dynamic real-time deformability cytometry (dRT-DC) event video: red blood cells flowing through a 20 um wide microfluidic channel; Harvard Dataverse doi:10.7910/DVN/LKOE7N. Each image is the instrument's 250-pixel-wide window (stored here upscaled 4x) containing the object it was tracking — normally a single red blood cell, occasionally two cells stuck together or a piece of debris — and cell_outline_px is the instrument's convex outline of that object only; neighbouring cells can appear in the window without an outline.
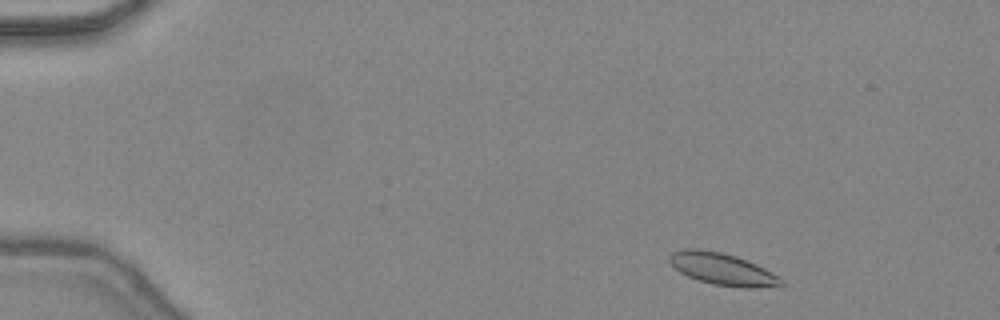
{"species": "common noctule bat (a hibernating species)", "species_latin": "Nyctalus noctula", "temperature_condition": "warm", "stored_images_in_passage": 43, "camera_frame_rate_fps": 3000, "um_per_image_px": 0.085, "animal": {"sex": "female", "body_mass_g": 24.6, "forearm_length_mm": 56.2}, "frame": {"image": 1, "passage_image": 3, "time_ms": 0.667, "image_size_px": [1000, 320], "cell_outline_px": [[784, 284], [756, 288], [744, 288], [712, 284], [688, 276], [680, 272], [668, 260], [668, 256], [672, 252], [688, 248], [700, 248], [720, 252], [736, 256], [756, 264], [780, 276], [784, 280]], "centroid_in_image_um": [61.42, 22.87], "position_along_channel_um": 23.6, "area_um2": 20.75}}
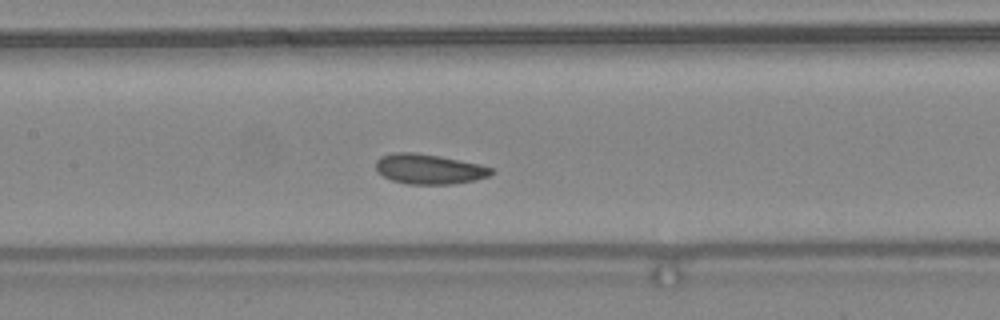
{"frame": {"image": 2, "passage_image": 20, "time_ms": 6.333, "image_size_px": [1000, 320], "cell_outline_px": [[496, 172], [488, 176], [476, 180], [452, 184], [408, 184], [392, 180], [384, 176], [376, 168], [376, 160], [380, 156], [396, 152], [416, 152], [440, 156], [476, 164], [492, 168]], "centroid_in_image_um": [36.47, 14.37], "position_along_channel_um": 170.9, "area_um2": 20.06}}
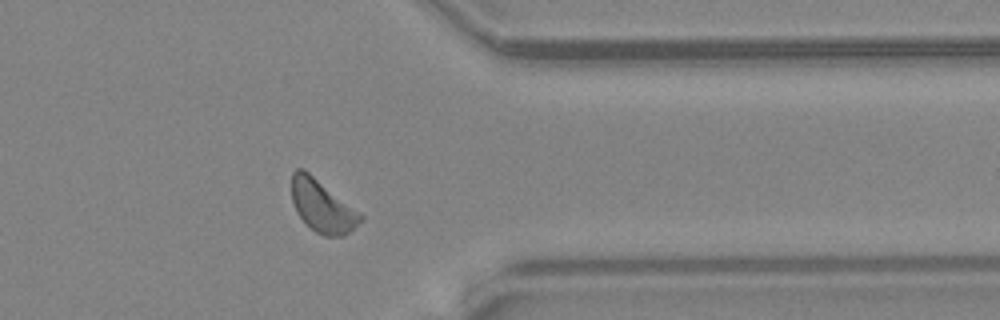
{"frame": {"image": 3, "passage_image": 35, "time_ms": 11.333, "image_size_px": [1000, 320], "cell_outline_px": [[364, 220], [344, 236], [324, 236], [316, 232], [296, 212], [292, 200], [292, 172], [296, 168], [304, 168], [364, 216]], "centroid_in_image_um": [27.4, 17.51], "position_along_channel_um": 384.0, "area_um2": 20.75}, "authors_computed_cell_mechanics": {"area_um2": 20.1144, "velocity_mm_per_s": 4.4363, "shape_relaxation_time_tau1_ms": 1.8985, "shape_relaxation_time_tau2_ms": 2.8971, "deformation_change_tau1": 0.0499, "deformation_change_tau2": 0.0787}}